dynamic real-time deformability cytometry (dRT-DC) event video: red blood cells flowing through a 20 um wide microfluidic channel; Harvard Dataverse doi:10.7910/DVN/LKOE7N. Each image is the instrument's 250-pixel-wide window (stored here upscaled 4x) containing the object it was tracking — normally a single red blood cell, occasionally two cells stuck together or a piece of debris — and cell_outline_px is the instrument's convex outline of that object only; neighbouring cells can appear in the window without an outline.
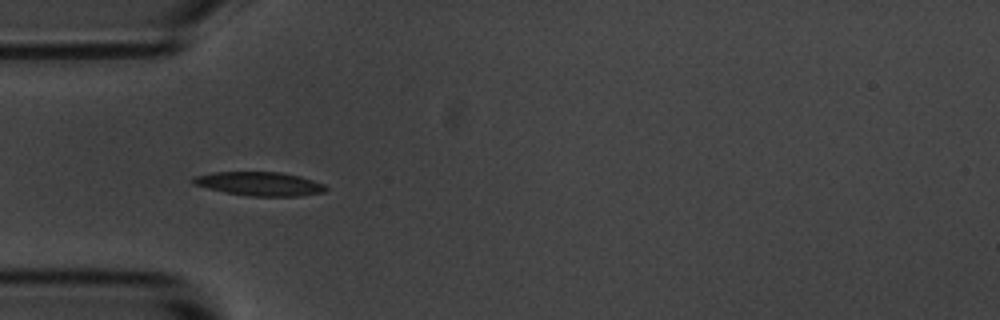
{"species": "common noctule bat (a hibernating species)", "species_latin": "Nyctalus noctula", "temperature_condition": "room temperature", "stored_images_in_passage": 26, "camera_frame_rate_fps": 3000, "um_per_image_px": 0.085, "animal": {"sex": "male", "body_mass_g": 20.1, "forearm_length_mm": 53.5}, "frame": {"image": 1, "passage_image": 5, "time_ms": 1.333, "image_size_px": [1000, 320], "cell_outline_px": [[328, 188], [324, 192], [300, 196], [248, 196], [224, 192], [192, 184], [192, 176], [212, 172], [280, 172], [300, 176], [324, 184]], "centroid_in_image_um": [22.04, 15.62], "position_along_channel_um": 63.0, "area_um2": 18.5}}
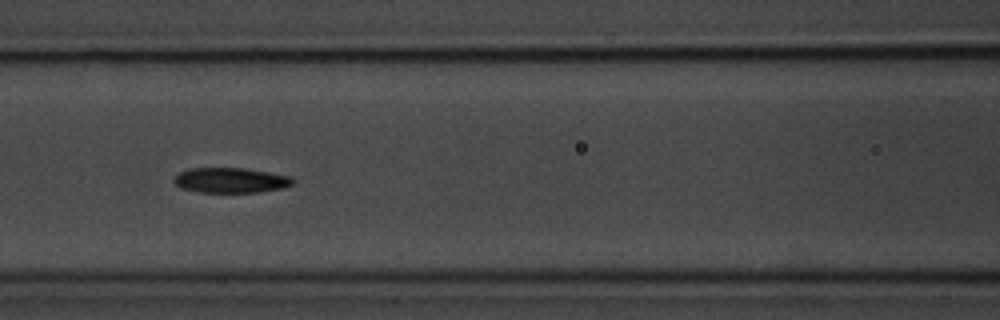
{"frame": {"image": 2, "passage_image": 12, "time_ms": 3.667, "image_size_px": [1000, 320], "cell_outline_px": [[296, 180], [292, 184], [284, 188], [260, 192], [196, 192], [180, 188], [172, 180], [180, 172], [188, 168], [244, 168], [292, 176]], "centroid_in_image_um": [19.62, 15.32], "position_along_channel_um": 147.0, "area_um2": 17.57}}
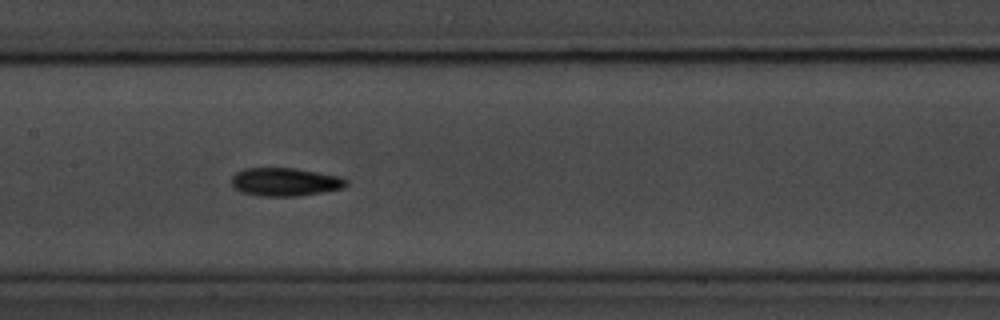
{"frame": {"image": 3, "passage_image": 15, "time_ms": 4.667, "image_size_px": [1000, 320], "cell_outline_px": [[348, 184], [340, 188], [300, 196], [260, 196], [240, 192], [232, 188], [232, 176], [236, 172], [244, 168], [292, 168], [340, 176], [348, 180]], "centroid_in_image_um": [24.18, 15.46], "position_along_channel_um": 183.2, "area_um2": 18.84}}